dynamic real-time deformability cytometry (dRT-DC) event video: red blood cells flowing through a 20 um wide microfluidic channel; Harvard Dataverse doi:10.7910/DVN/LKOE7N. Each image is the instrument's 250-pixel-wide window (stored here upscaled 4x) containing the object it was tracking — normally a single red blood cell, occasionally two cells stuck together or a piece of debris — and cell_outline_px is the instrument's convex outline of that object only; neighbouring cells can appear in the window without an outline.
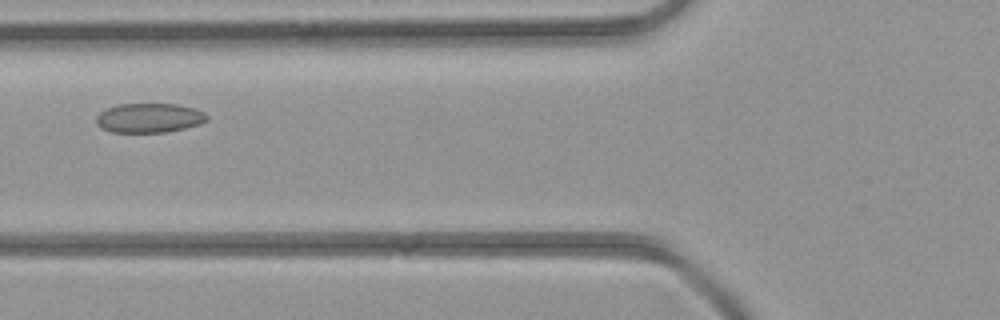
{"species": "common noctule bat (a hibernating species)", "species_latin": "Nyctalus noctula", "temperature_condition": "room temperature", "stored_images_in_passage": 6, "camera_frame_rate_fps": 3000, "um_per_image_px": 0.085, "animal": {"sex": "female", "body_mass_g": 21.9}, "frame": {"image": 1, "passage_image": 6, "time_ms": 5.667, "image_size_px": [1000, 320], "cell_outline_px": [[208, 120], [200, 124], [184, 128], [164, 132], [112, 132], [100, 128], [96, 124], [96, 116], [100, 112], [116, 104], [176, 104], [196, 108], [204, 112], [208, 116]], "centroid_in_image_um": [12.68, 10.02], "position_along_channel_um": 113.1, "area_um2": 19.07}}